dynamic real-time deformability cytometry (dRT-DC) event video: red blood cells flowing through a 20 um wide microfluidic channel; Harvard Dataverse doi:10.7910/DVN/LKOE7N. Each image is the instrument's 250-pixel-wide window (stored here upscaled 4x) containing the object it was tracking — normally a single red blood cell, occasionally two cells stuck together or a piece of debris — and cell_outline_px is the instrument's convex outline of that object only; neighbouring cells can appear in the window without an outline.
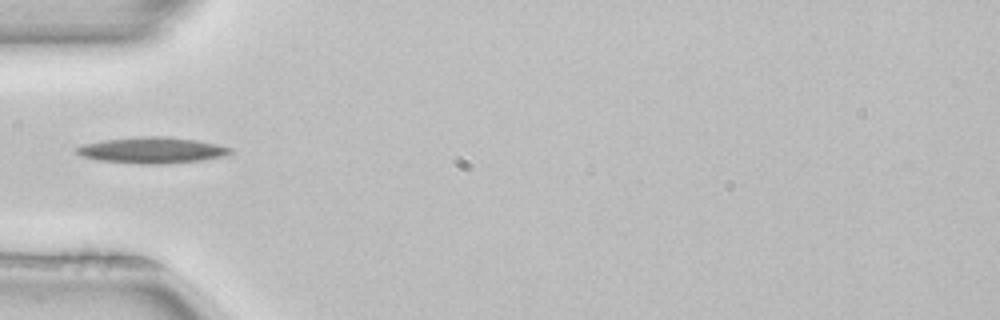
{"species": "common noctule bat (a hibernating species)", "species_latin": "Nyctalus noctula", "temperature_condition": "room temperature", "stored_images_in_passage": 4, "camera_frame_rate_fps": 3000, "um_per_image_px": 0.085, "animal": {"sex": "female", "body_mass_g": 22.7, "forearm_length_mm": 54.2}, "frame": {"image": 1, "passage_image": 4, "time_ms": 1.0, "image_size_px": [1000, 320], "cell_outline_px": [[232, 152], [224, 156], [200, 160], [164, 164], [140, 164], [96, 160], [80, 156], [76, 152], [76, 148], [84, 144], [104, 140], [140, 136], [160, 136], [196, 140], [216, 144], [232, 148]], "centroid_in_image_um": [12.89, 12.77], "position_along_channel_um": 72.1, "area_um2": 23.29}}